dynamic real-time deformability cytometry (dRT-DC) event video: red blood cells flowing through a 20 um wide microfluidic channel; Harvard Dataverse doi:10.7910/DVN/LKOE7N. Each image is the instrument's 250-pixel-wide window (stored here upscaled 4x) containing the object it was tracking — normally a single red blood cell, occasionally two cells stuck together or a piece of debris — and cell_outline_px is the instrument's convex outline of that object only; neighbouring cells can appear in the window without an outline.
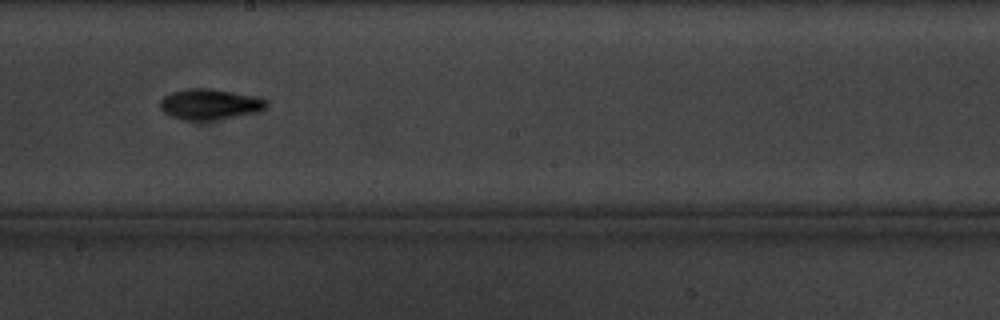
{"species": "common noctule bat (a hibernating species)", "species_latin": "Nyctalus noctula", "temperature_condition": "cold", "stored_images_in_passage": 13, "camera_frame_rate_fps": 3000, "um_per_image_px": 0.085, "animal": {"sex": "male", "body_mass_g": 20.1, "forearm_length_mm": 53.5}, "frame": {"image": 1, "passage_image": 6, "time_ms": 6.0, "image_size_px": [1000, 320], "cell_outline_px": [[268, 108], [260, 112], [212, 120], [184, 120], [172, 116], [164, 112], [160, 108], [160, 100], [164, 96], [172, 92], [188, 88], [212, 88], [256, 96], [268, 100]], "centroid_in_image_um": [17.88, 8.85], "position_along_channel_um": 230.3, "area_um2": 19.19}, "authors_computed_cell_mechanics": {"area_um2": 17.1088, "velocity_mm_per_s": 3.3596, "shape_relaxation_time_tau1_ms": 4.0908, "shape_relaxation_time_tau2_ms": null, "deformation_change_tau1": 0.1287, "deformation_change_tau2": null}}